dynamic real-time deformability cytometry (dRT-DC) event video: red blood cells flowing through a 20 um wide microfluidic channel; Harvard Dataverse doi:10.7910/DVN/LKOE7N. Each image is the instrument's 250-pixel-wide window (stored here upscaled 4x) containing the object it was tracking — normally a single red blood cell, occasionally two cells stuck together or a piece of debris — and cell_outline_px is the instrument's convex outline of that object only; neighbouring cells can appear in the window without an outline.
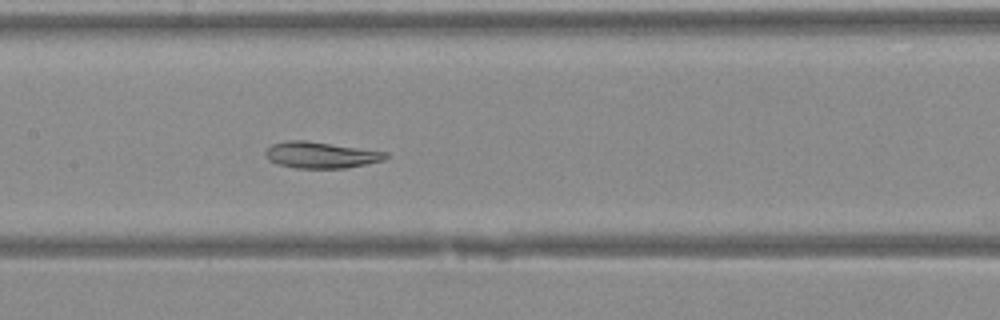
{"species": "Egyptian fruit bat (a non-hibernating species)", "species_latin": "Rousettus aegyptiacus", "temperature_condition": "warm", "stored_images_in_passage": 30, "camera_frame_rate_fps": 3000, "um_per_image_px": 0.085, "animal": {"sex": "female"}, "frame": {"image": 1, "passage_image": 8, "time_ms": 2.333, "image_size_px": [1000, 320], "cell_outline_px": [[388, 156], [384, 160], [344, 168], [296, 168], [276, 164], [268, 160], [264, 156], [264, 152], [272, 144], [288, 140], [304, 140], [388, 152]], "centroid_in_image_um": [27.22, 13.17], "position_along_channel_um": 180.2, "area_um2": 18.38}}
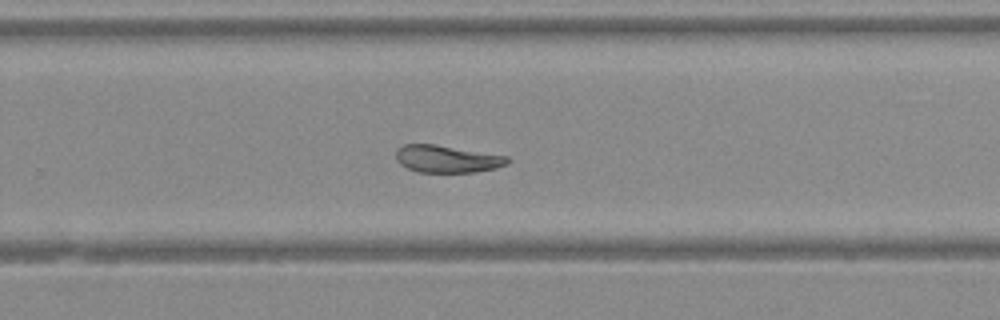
{"frame": {"image": 2, "passage_image": 15, "time_ms": 4.667, "image_size_px": [1000, 320], "cell_outline_px": [[508, 164], [496, 168], [476, 172], [420, 172], [408, 168], [400, 164], [396, 160], [396, 148], [404, 144], [436, 144], [508, 156]], "centroid_in_image_um": [37.98, 13.5], "position_along_channel_um": 291.8, "area_um2": 17.8}}
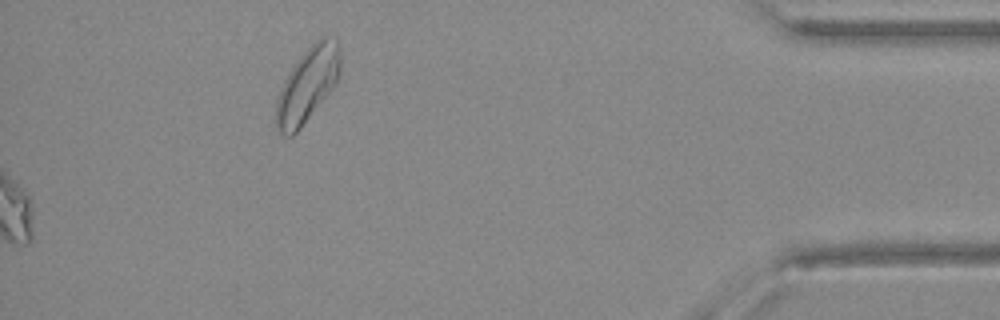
{"frame": {"image": 3, "passage_image": 30, "time_ms": 9.667, "image_size_px": [1000, 320], "cell_outline_px": [[340, 76], [336, 84], [300, 128], [292, 136], [284, 136], [276, 128], [276, 100], [280, 88], [288, 72], [296, 60], [320, 36], [328, 36], [336, 40], [340, 44]], "centroid_in_image_um": [26.15, 7.18], "position_along_channel_um": 409.1, "area_um2": 28.03}}